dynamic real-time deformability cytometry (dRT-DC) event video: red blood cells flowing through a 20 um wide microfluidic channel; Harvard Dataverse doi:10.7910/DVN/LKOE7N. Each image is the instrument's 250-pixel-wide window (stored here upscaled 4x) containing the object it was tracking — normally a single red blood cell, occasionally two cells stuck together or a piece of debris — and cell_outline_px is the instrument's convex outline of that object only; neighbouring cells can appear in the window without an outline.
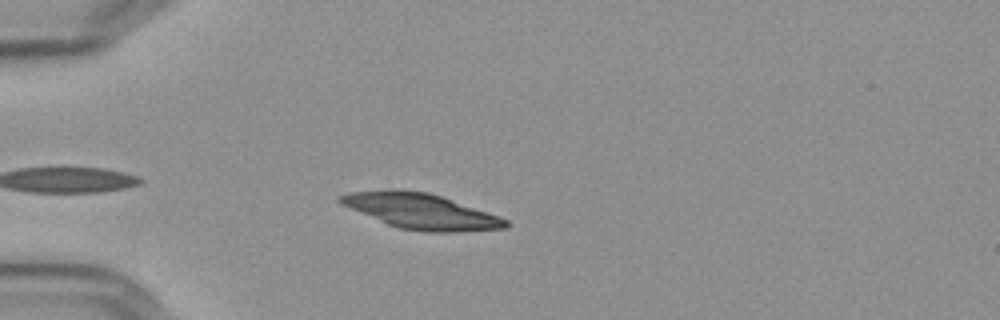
{"species": "Egyptian fruit bat (a non-hibernating species)", "species_latin": "Rousettus aegyptiacus", "temperature_condition": "cold", "stored_images_in_passage": 46, "camera_frame_rate_fps": 3000, "um_per_image_px": 0.085, "frame": {"image": 1, "passage_image": 5, "time_ms": 1.333, "image_size_px": [1000, 320], "cell_outline_px": [[512, 224], [508, 228], [456, 232], [424, 232], [400, 228], [388, 224], [340, 204], [336, 200], [336, 196], [352, 192], [388, 188], [392, 188], [428, 192], [500, 216], [508, 220]], "centroid_in_image_um": [35.78, 17.95], "position_along_channel_um": 49.2, "area_um2": 34.28}}
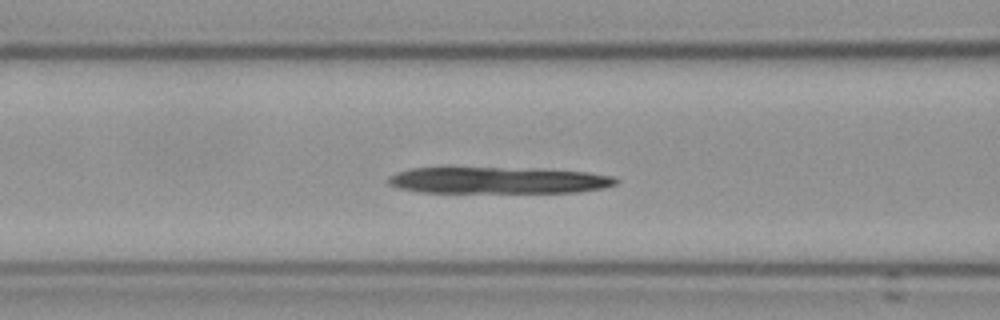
{"frame": {"image": 2, "passage_image": 13, "time_ms": 4.0, "image_size_px": [1000, 320], "cell_outline_px": [[620, 180], [616, 184], [604, 188], [576, 192], [420, 192], [400, 188], [388, 184], [388, 176], [396, 172], [412, 168], [536, 168], [588, 172], [616, 176]], "centroid_in_image_um": [42.41, 15.32], "position_along_channel_um": 124.2, "area_um2": 35.37}}
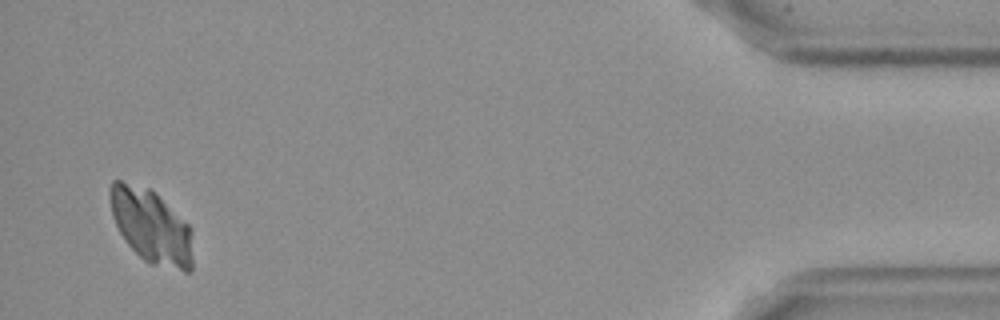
{"frame": {"image": 3, "passage_image": 44, "time_ms": 14.333, "image_size_px": [1000, 320], "cell_outline_px": [[192, 272], [184, 272], [152, 264], [144, 260], [128, 244], [120, 232], [112, 216], [108, 196], [108, 188], [112, 180], [120, 180], [148, 188], [188, 224], [192, 228]], "centroid_in_image_um": [12.84, 19.25], "position_along_channel_um": 422.4, "area_um2": 35.6}}